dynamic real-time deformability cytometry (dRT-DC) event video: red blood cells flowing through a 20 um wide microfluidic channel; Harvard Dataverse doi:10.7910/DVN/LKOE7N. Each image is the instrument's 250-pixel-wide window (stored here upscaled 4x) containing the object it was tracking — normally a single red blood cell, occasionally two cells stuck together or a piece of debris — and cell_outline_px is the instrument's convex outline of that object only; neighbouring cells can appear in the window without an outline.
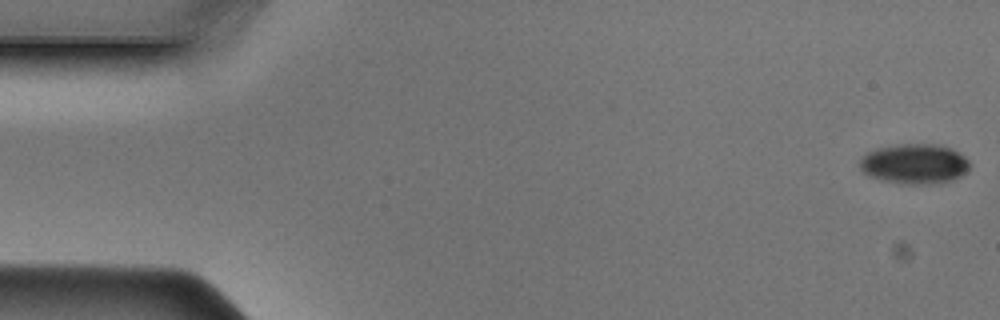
{"species": "Egyptian fruit bat (a non-hibernating species)", "species_latin": "Rousettus aegyptiacus", "temperature_condition": "cold", "stored_images_in_passage": 20, "camera_frame_rate_fps": 3000, "um_per_image_px": 0.085, "animal": {"sex": "male"}, "frame": {"image": 1, "passage_image": 1, "time_ms": 0.0, "image_size_px": [1000, 320], "cell_outline_px": [[960, 168], [952, 172], [900, 172], [872, 164], [872, 160], [880, 156], [912, 152], [944, 152], [960, 160]], "centroid_in_image_um": [78.11, 13.79], "position_along_channel_um": 6.9, "area_um2": 10.52}}